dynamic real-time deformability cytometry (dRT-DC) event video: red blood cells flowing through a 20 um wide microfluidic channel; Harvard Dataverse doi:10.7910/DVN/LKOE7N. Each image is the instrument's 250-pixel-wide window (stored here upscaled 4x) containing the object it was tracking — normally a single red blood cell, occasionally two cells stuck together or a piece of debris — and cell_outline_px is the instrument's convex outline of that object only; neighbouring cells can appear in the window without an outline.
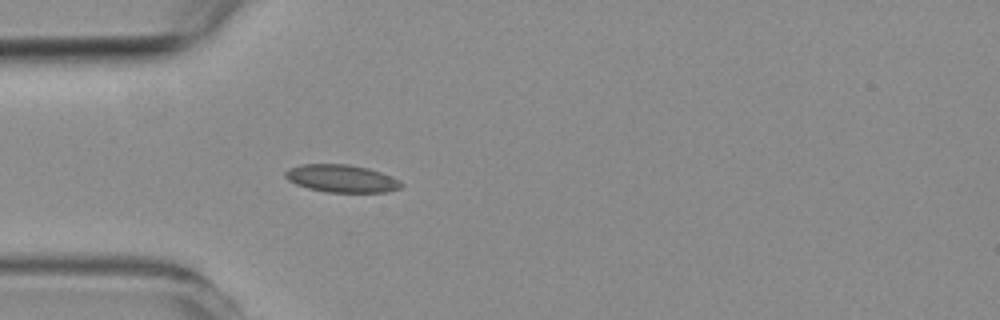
{"species": "common noctule bat (a hibernating species)", "species_latin": "Nyctalus noctula", "temperature_condition": "room temperature", "stored_images_in_passage": 5, "camera_frame_rate_fps": 3000, "um_per_image_px": 0.085, "animal": {"sex": "female", "body_mass_g": 19.3, "forearm_length_mm": 54.1}, "frame": {"image": 1, "passage_image": 5, "time_ms": 5.667, "image_size_px": [1000, 320], "cell_outline_px": [[404, 184], [400, 188], [388, 192], [324, 192], [308, 188], [296, 184], [288, 180], [284, 176], [284, 172], [288, 168], [300, 164], [348, 164], [368, 168], [392, 176], [400, 180]], "centroid_in_image_um": [29.03, 15.17], "position_along_channel_um": 56.0, "area_um2": 18.84}}